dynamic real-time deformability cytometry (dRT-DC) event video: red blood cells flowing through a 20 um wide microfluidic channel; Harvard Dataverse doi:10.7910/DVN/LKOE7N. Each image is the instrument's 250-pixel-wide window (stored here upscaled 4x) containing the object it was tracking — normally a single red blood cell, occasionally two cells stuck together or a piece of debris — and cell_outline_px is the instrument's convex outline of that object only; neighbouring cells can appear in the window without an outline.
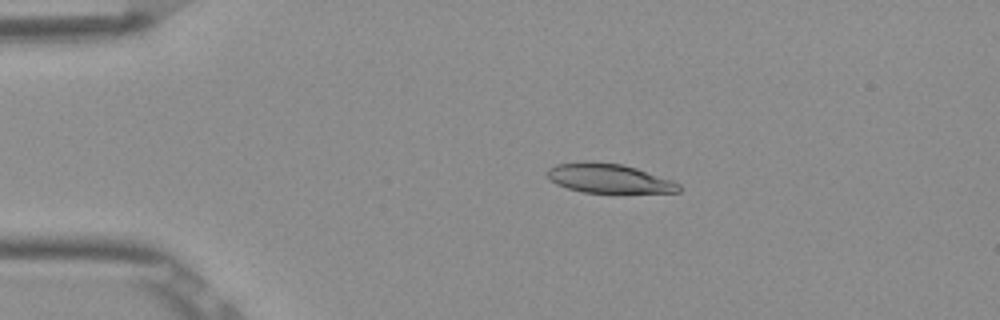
{"species": "Egyptian fruit bat (a non-hibernating species)", "species_latin": "Rousettus aegyptiacus", "temperature_condition": "room temperature", "stored_images_in_passage": 43, "camera_frame_rate_fps": 3000, "um_per_image_px": 0.085, "frame": {"image": 1, "passage_image": 1, "time_ms": 0.0, "image_size_px": [1000, 320], "cell_outline_px": [[680, 192], [584, 192], [568, 188], [556, 184], [548, 176], [548, 168], [556, 164], [584, 160], [592, 160], [624, 164], [672, 180], [680, 184]], "centroid_in_image_um": [51.73, 15.13], "position_along_channel_um": 33.3, "area_um2": 22.43}}
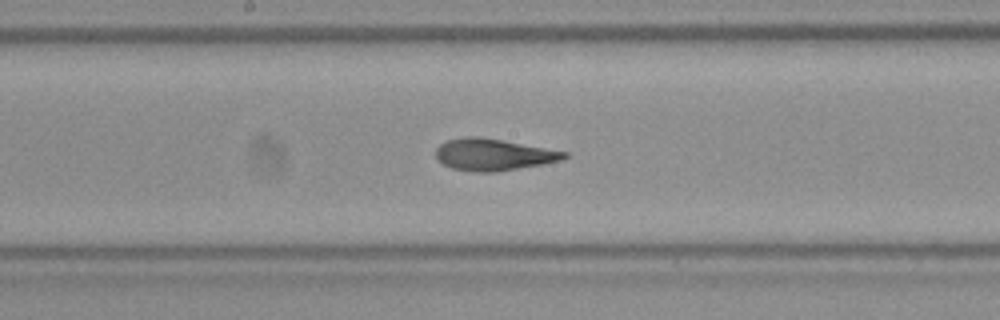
{"frame": {"image": 2, "passage_image": 18, "time_ms": 5.667, "image_size_px": [1000, 320], "cell_outline_px": [[568, 156], [560, 160], [544, 164], [496, 172], [472, 172], [452, 168], [436, 160], [436, 148], [440, 144], [448, 140], [472, 136], [480, 136], [568, 152]], "centroid_in_image_um": [41.92, 13.15], "position_along_channel_um": 206.3, "area_um2": 23.7}}
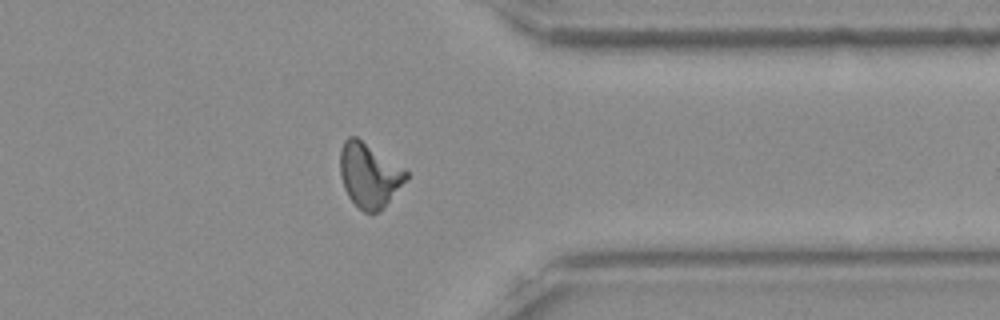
{"frame": {"image": 3, "passage_image": 32, "time_ms": 10.333, "image_size_px": [1000, 320], "cell_outline_px": [[408, 176], [380, 212], [364, 212], [348, 196], [344, 188], [340, 176], [340, 148], [344, 140], [348, 136], [356, 136], [404, 168], [408, 172]], "centroid_in_image_um": [31.35, 14.86], "position_along_channel_um": 380.0, "area_um2": 24.51}, "authors_computed_cell_mechanics": {"area_um2": 23.5824, "velocity_mm_per_s": 3.889, "shape_relaxation_time_tau1_ms": 7.7852, "shape_relaxation_time_tau2_ms": 1.8001, "deformation_change_tau1": 0.2305, "deformation_change_tau2": 0.0858}}